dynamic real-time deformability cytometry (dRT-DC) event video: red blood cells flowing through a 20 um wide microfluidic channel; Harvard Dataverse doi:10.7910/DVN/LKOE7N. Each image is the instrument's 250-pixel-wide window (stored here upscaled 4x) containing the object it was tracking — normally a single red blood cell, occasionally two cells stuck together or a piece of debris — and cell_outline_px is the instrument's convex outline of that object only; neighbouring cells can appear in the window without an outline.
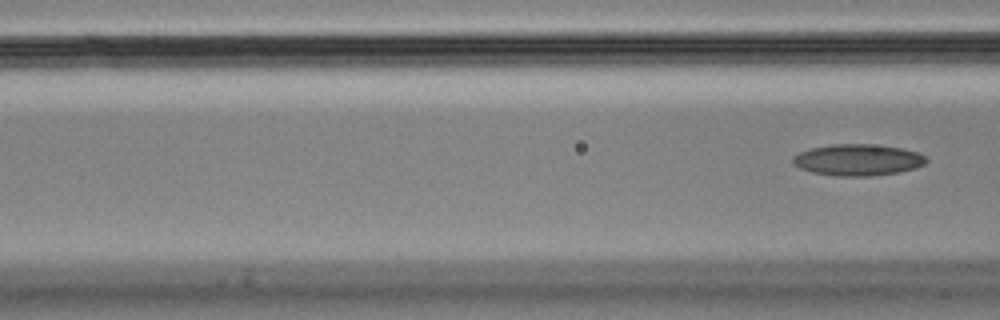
{"species": "Egyptian fruit bat (a non-hibernating species)", "species_latin": "Rousettus aegyptiacus", "temperature_condition": "cold", "stored_images_in_passage": 5, "camera_frame_rate_fps": 3000, "um_per_image_px": 0.085, "animal": {"sex": "male"}, "frame": {"image": 1, "passage_image": 5, "time_ms": 1.333, "image_size_px": [1000, 320], "cell_outline_px": [[928, 160], [924, 164], [916, 168], [900, 172], [868, 176], [836, 176], [812, 172], [800, 168], [792, 164], [792, 156], [808, 148], [832, 144], [868, 144], [900, 148], [916, 152], [924, 156]], "centroid_in_image_um": [72.87, 13.59], "position_along_channel_um": 93.7, "area_um2": 24.45}}